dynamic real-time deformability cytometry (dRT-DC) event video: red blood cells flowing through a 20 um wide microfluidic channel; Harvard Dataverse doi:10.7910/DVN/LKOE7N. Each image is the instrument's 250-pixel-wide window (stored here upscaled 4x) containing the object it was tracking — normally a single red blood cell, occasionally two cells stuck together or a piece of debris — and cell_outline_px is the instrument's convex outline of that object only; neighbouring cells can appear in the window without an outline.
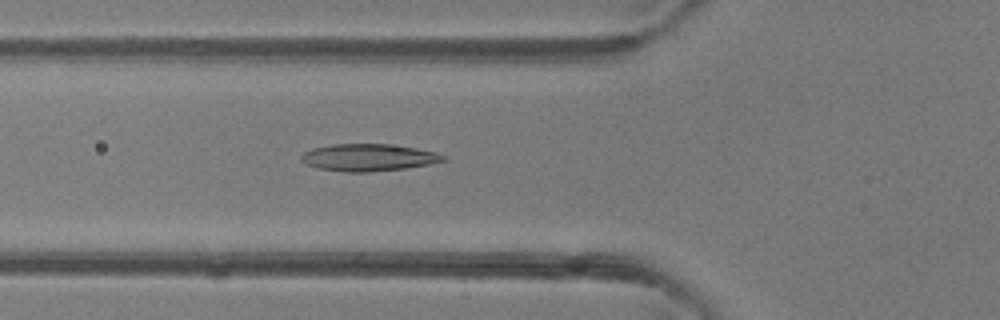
{"species": "common noctule bat (a hibernating species)", "species_latin": "Nyctalus noctula", "temperature_condition": "room temperature", "stored_images_in_passage": 33, "camera_frame_rate_fps": 3000, "um_per_image_px": 0.085, "animal": {"sex": "female"}, "frame": {"image": 1, "passage_image": 4, "time_ms": 1.0, "image_size_px": [1000, 320], "cell_outline_px": [[448, 160], [428, 164], [404, 168], [368, 172], [344, 172], [316, 168], [300, 160], [300, 156], [304, 152], [312, 148], [332, 144], [388, 144], [416, 148], [436, 152], [444, 156]], "centroid_in_image_um": [31.29, 13.38], "position_along_channel_um": 94.5, "area_um2": 22.43}}
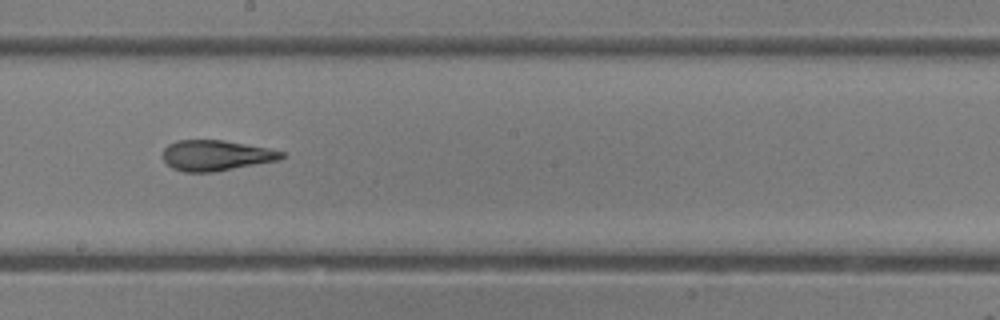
{"frame": {"image": 2, "passage_image": 13, "time_ms": 4.0, "image_size_px": [1000, 320], "cell_outline_px": [[288, 156], [280, 160], [212, 172], [184, 172], [172, 168], [164, 160], [164, 148], [168, 144], [176, 140], [224, 140], [268, 148], [284, 152]], "centroid_in_image_um": [18.39, 13.21], "position_along_channel_um": 229.8, "area_um2": 21.15}}
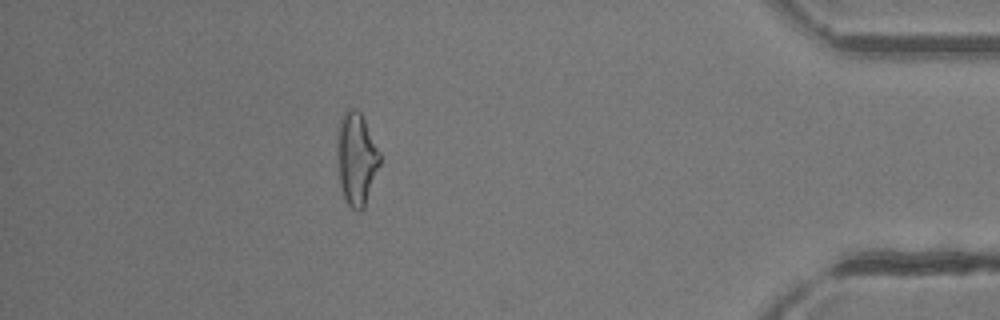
{"frame": {"image": 3, "passage_image": 28, "time_ms": 9.0, "image_size_px": [1000, 320], "cell_outline_px": [[380, 164], [364, 208], [356, 212], [344, 200], [340, 188], [336, 156], [336, 132], [340, 120], [344, 112], [348, 108], [356, 108], [360, 112], [380, 152]], "centroid_in_image_um": [30.25, 13.5], "position_along_channel_um": 404.9, "area_um2": 23.41}, "authors_computed_cell_mechanics": {"area_um2": 21.8484, "velocity_mm_per_s": 4.491, "shape_relaxation_time_tau1_ms": 9.3481, "shape_relaxation_time_tau2_ms": 1.7502, "deformation_change_tau1": 0.2649, "deformation_change_tau2": 0.1021}}